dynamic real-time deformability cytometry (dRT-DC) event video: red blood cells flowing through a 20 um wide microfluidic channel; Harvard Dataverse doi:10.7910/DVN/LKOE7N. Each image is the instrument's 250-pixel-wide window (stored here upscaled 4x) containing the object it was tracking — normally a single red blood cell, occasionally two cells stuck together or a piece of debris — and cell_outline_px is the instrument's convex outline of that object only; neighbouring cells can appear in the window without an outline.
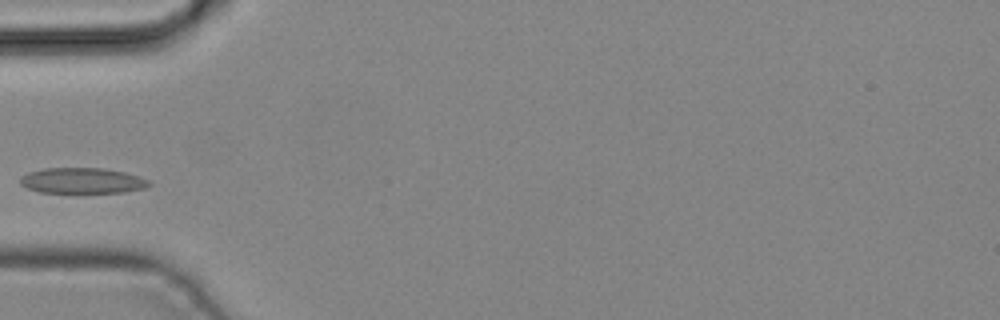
{"species": "common noctule bat (a hibernating species)", "species_latin": "Nyctalus noctula", "temperature_condition": "cold", "stored_images_in_passage": 2, "camera_frame_rate_fps": 3000, "um_per_image_px": 0.085, "animal": {"sex": "male", "body_mass_g": 19.2, "forearm_length_mm": 51.8}, "frame": {"image": 1, "passage_image": 2, "time_ms": 0.333, "image_size_px": [1000, 320], "cell_outline_px": [[152, 184], [144, 188], [124, 192], [40, 192], [28, 188], [20, 184], [20, 176], [28, 172], [44, 168], [100, 168], [124, 172], [148, 180]], "centroid_in_image_um": [6.95, 15.35], "position_along_channel_um": 78.0, "area_um2": 19.02}}